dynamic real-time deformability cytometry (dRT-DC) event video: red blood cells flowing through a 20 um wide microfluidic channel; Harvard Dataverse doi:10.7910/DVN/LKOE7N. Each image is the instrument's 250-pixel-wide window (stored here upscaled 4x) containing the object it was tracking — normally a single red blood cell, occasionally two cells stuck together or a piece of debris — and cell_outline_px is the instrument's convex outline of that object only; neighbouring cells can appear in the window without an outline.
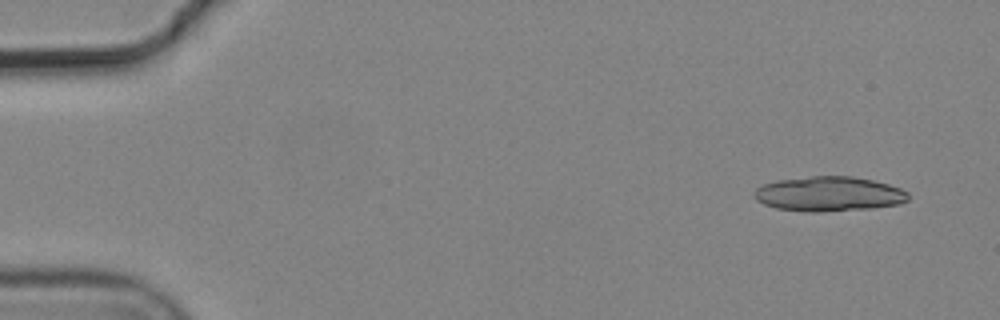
{"species": "common noctule bat (a hibernating species)", "species_latin": "Nyctalus noctula", "temperature_condition": "cold", "stored_images_in_passage": 3, "camera_frame_rate_fps": 3000, "um_per_image_px": 0.085, "animal": {"sex": "male", "body_mass_g": 19.2, "forearm_length_mm": 51.8}, "frame": {"image": 1, "passage_image": 1, "time_ms": 0.0, "image_size_px": [1000, 320], "cell_outline_px": [[908, 200], [900, 204], [872, 208], [820, 212], [804, 212], [776, 208], [764, 204], [756, 200], [752, 196], [752, 192], [756, 188], [764, 184], [776, 180], [812, 176], [852, 176], [872, 180], [888, 184], [900, 188], [908, 192]], "centroid_in_image_um": [70.42, 16.49], "position_along_channel_um": 14.6, "area_um2": 31.44}}